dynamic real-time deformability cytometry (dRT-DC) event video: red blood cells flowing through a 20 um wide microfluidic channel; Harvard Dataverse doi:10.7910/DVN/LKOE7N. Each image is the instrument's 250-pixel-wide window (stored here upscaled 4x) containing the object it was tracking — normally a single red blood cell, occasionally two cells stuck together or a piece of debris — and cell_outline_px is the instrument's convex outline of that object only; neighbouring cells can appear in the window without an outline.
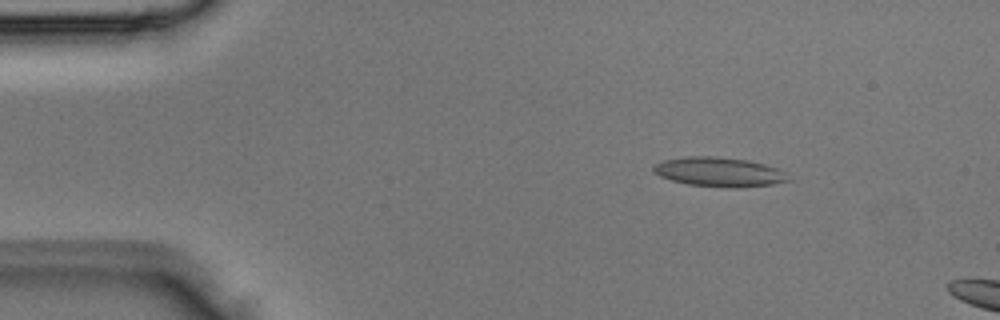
{"species": "Egyptian fruit bat (a non-hibernating species)", "species_latin": "Rousettus aegyptiacus", "temperature_condition": "room temperature", "stored_images_in_passage": 3, "camera_frame_rate_fps": 3000, "um_per_image_px": 0.085, "animal": {"sex": "male"}, "frame": {"image": 1, "passage_image": 2, "time_ms": 0.333, "image_size_px": [1000, 320], "cell_outline_px": [[792, 180], [772, 184], [736, 188], [732, 188], [688, 184], [672, 180], [660, 176], [652, 168], [656, 164], [664, 160], [688, 156], [716, 156], [748, 160], [764, 164], [776, 168], [784, 172]], "centroid_in_image_um": [61.15, 14.61], "position_along_channel_um": 23.8, "area_um2": 22.89}}